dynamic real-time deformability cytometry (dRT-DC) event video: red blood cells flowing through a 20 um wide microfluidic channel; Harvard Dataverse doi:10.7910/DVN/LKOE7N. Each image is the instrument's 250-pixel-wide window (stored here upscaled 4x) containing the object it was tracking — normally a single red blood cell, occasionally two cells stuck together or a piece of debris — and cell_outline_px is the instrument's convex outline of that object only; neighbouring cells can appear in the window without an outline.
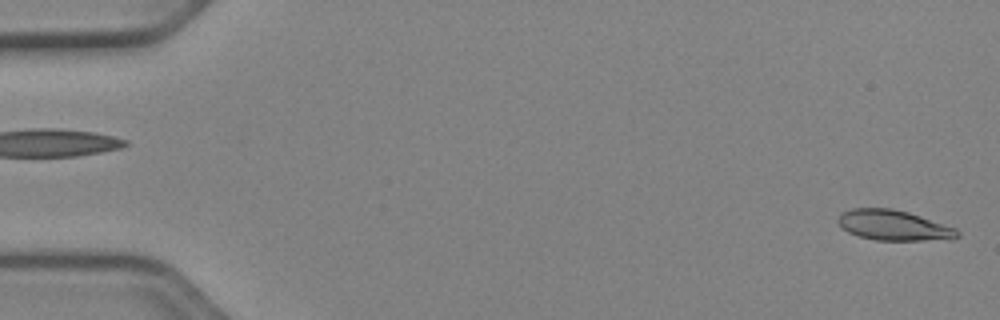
{"species": "Egyptian fruit bat (a non-hibernating species)", "species_latin": "Rousettus aegyptiacus", "temperature_condition": "cold", "stored_images_in_passage": 13, "camera_frame_rate_fps": 3000, "um_per_image_px": 0.085, "animal": {"sex": "female"}, "frame": {"image": 1, "passage_image": 1, "time_ms": 0.0, "image_size_px": [1000, 320], "cell_outline_px": [[960, 236], [952, 240], [876, 240], [860, 236], [848, 232], [836, 220], [840, 212], [852, 208], [892, 208], [908, 212], [956, 228], [960, 232]], "centroid_in_image_um": [75.98, 19.15], "position_along_channel_um": 9.0, "area_um2": 21.15}}